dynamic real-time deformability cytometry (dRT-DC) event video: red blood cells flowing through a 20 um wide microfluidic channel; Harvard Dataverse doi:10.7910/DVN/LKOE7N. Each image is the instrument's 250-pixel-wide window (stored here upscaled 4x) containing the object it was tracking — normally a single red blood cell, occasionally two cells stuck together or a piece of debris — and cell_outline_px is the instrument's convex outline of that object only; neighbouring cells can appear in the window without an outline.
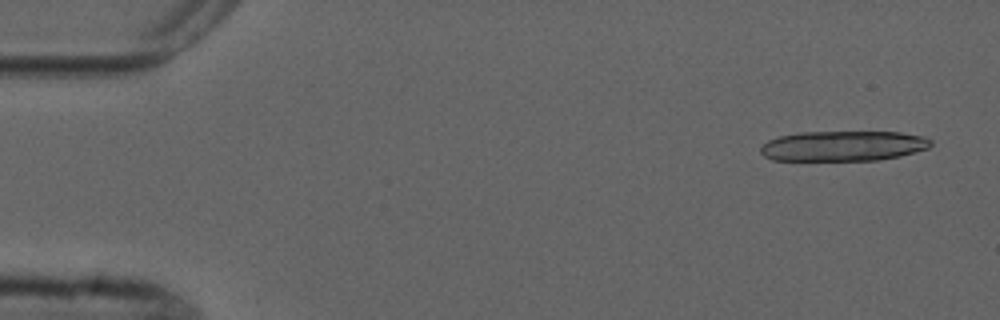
{"species": "common noctule bat (a hibernating species)", "species_latin": "Nyctalus noctula", "temperature_condition": "cold", "stored_images_in_passage": 8, "camera_frame_rate_fps": 3000, "um_per_image_px": 0.085, "animal": {"sex": "male", "forearm_length_mm": 52.5}, "frame": {"image": 1, "passage_image": 1, "time_ms": 0.0, "image_size_px": [1000, 320], "cell_outline_px": [[932, 144], [928, 148], [900, 156], [880, 160], [772, 160], [764, 156], [760, 152], [760, 148], [768, 140], [780, 136], [800, 132], [900, 132], [924, 136], [932, 140]], "centroid_in_image_um": [71.69, 12.4], "position_along_channel_um": 13.3, "area_um2": 30.0}}
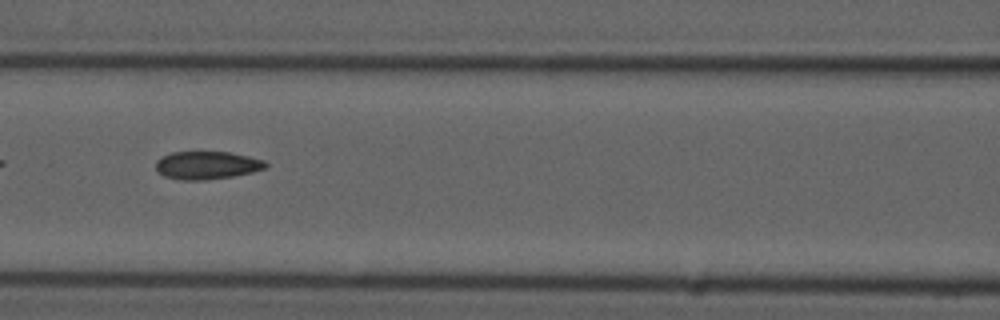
{"frame": {"image": 2, "passage_image": 7, "time_ms": 7.0, "image_size_px": [1000, 320], "cell_outline_px": [[268, 164], [264, 168], [252, 172], [232, 176], [204, 180], [180, 180], [164, 176], [156, 168], [156, 160], [172, 152], [228, 152], [248, 156], [264, 160]], "centroid_in_image_um": [17.58, 14.05], "position_along_channel_um": 149.0, "area_um2": 17.69}}
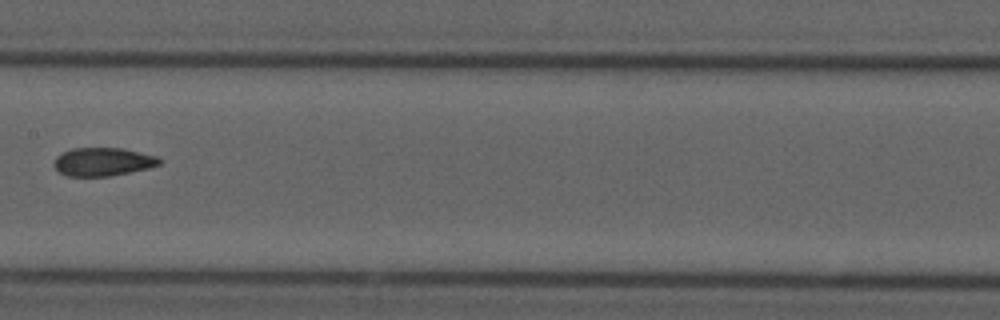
{"frame": {"image": 3, "passage_image": 8, "time_ms": 8.333, "image_size_px": [1000, 320], "cell_outline_px": [[164, 160], [160, 164], [148, 168], [108, 176], [68, 176], [60, 172], [52, 164], [56, 156], [72, 148], [124, 148], [156, 156]], "centroid_in_image_um": [8.75, 13.74], "position_along_channel_um": 198.6, "area_um2": 17.34}}